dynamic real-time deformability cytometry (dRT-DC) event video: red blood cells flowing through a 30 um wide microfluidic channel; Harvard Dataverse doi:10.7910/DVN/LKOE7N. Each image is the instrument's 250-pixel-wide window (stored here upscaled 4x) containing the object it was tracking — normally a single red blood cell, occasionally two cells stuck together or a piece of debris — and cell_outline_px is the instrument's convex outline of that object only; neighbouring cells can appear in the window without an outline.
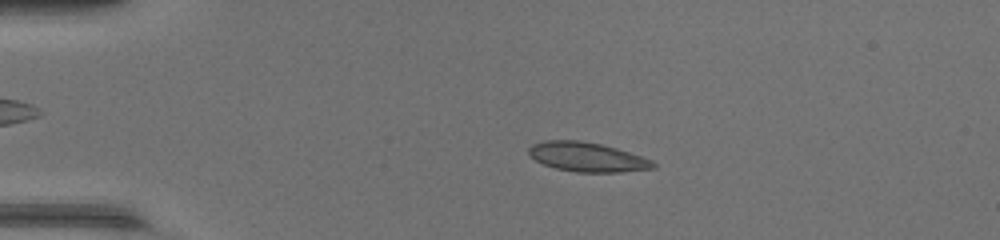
{"species": "common noctule bat (a hibernating species)", "species_latin": "Nyctalus noctula", "temperature_condition": "warm", "stored_images_in_passage": 47, "camera_frame_rate_fps": 3000, "um_per_image_px": 0.085, "animal": {"sex": "female", "body_mass_g": 17.0, "forearm_length_mm": 48.0}, "frame": {"image": 1, "passage_image": 10, "time_ms": 3.0, "image_size_px": [1000, 240], "cell_outline_px": [[656, 168], [620, 172], [576, 172], [556, 168], [544, 164], [536, 160], [528, 152], [528, 148], [532, 144], [544, 140], [580, 140], [600, 144], [616, 148], [652, 160], [656, 164]], "centroid_in_image_um": [49.9, 13.34], "position_along_channel_um": 35.1, "area_um2": 21.15}}
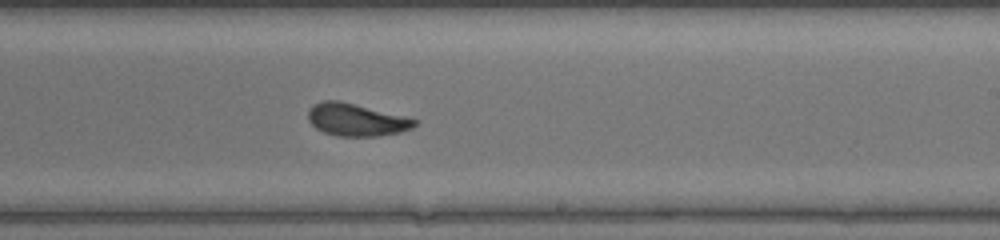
{"frame": {"image": 2, "passage_image": 29, "time_ms": 9.333, "image_size_px": [1000, 240], "cell_outline_px": [[420, 120], [412, 128], [400, 132], [380, 136], [336, 136], [324, 132], [316, 128], [308, 120], [308, 108], [312, 104], [320, 100], [340, 100]], "centroid_in_image_um": [30.26, 10.17], "position_along_channel_um": 258.7, "area_um2": 20.35}}
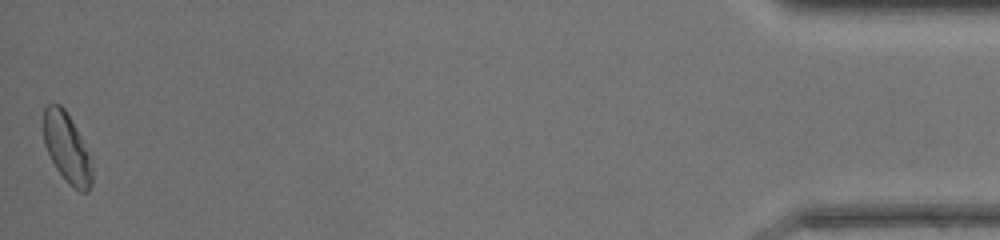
{"frame": {"image": 3, "passage_image": 47, "time_ms": 15.333, "image_size_px": [1000, 240], "cell_outline_px": [[92, 184], [88, 192], [80, 192], [56, 168], [44, 144], [44, 108], [48, 104], [60, 104], [64, 108], [80, 136], [88, 156], [92, 168]], "centroid_in_image_um": [5.67, 12.56], "position_along_channel_um": 429.5, "area_um2": 18.9}, "authors_computed_cell_mechanics": {"area_um2": 20.8658, "velocity_mm_per_s": 4.3834, "shape_relaxation_time_tau1_ms": 2.8552, "shape_relaxation_time_tau2_ms": 1.1171, "deformation_change_tau1": 0.1219, "deformation_change_tau2": 0.06}}